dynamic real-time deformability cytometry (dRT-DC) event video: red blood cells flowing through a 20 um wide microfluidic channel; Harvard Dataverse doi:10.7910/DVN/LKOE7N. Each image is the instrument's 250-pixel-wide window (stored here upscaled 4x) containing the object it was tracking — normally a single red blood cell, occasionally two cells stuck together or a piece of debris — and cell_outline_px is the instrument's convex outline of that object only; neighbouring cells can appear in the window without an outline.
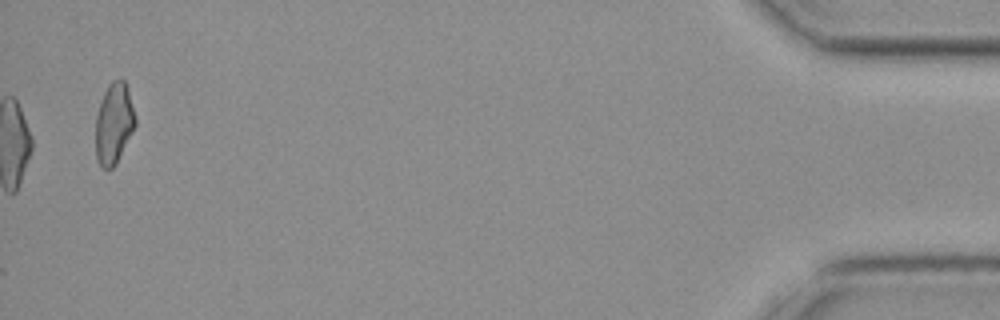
{"species": "common noctule bat (a hibernating species)", "species_latin": "Nyctalus noctula", "temperature_condition": "cold", "stored_images_in_passage": 33, "camera_frame_rate_fps": 3000, "um_per_image_px": 0.085, "animal": {"sex": "female", "body_mass_g": 19.3, "forearm_length_mm": 54.1}, "frame": {"image": 1, "passage_image": 33, "time_ms": 10.667, "image_size_px": [1000, 320], "cell_outline_px": [[136, 124], [116, 164], [112, 168], [104, 168], [100, 164], [96, 156], [96, 116], [104, 92], [108, 84], [112, 80], [124, 80], [128, 88], [136, 116]], "centroid_in_image_um": [9.7, 10.47], "position_along_channel_um": 425.5, "area_um2": 18.55}}